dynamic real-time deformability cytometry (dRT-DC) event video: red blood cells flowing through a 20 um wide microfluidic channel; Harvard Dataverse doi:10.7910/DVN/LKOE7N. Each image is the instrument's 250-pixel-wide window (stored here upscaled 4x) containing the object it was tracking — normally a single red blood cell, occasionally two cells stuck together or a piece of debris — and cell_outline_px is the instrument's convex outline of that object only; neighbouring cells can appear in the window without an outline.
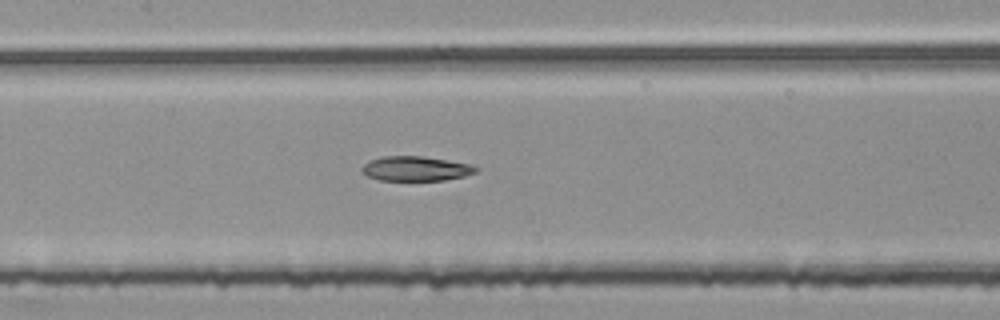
{"species": "common noctule bat (a hibernating species)", "species_latin": "Nyctalus noctula", "temperature_condition": "room temperature", "stored_images_in_passage": 48, "segment_of_instrument_passage": [2, 2], "camera_frame_rate_fps": 3000, "um_per_image_px": 0.085, "animal": {"sex": "female", "body_mass_g": 25.1}, "frame": {"image": 1, "passage_image": 20, "time_ms": 6.333, "image_size_px": [1000, 320], "cell_outline_px": [[480, 168], [476, 172], [464, 176], [444, 180], [380, 180], [368, 176], [360, 168], [368, 160], [384, 156], [424, 156], [448, 160], [468, 164]], "centroid_in_image_um": [35.33, 14.32], "position_along_channel_um": 172.1, "area_um2": 16.3}}
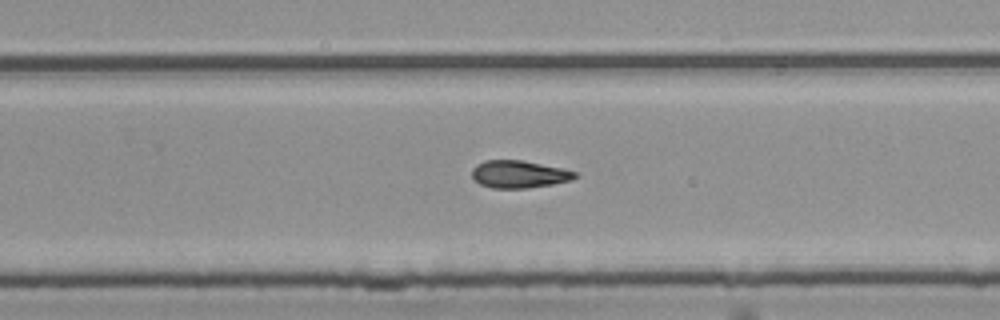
{"frame": {"image": 2, "passage_image": 29, "time_ms": 9.333, "image_size_px": [1000, 320], "cell_outline_px": [[580, 176], [572, 180], [552, 184], [528, 188], [492, 188], [480, 184], [472, 176], [472, 168], [476, 164], [484, 160], [524, 160], [560, 168], [576, 172]], "centroid_in_image_um": [44.12, 14.8], "position_along_channel_um": 285.7, "area_um2": 16.53}}
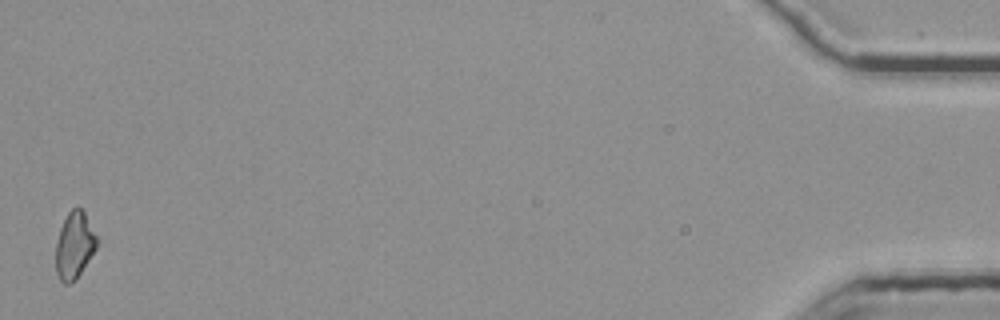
{"frame": {"image": 3, "passage_image": 48, "time_ms": 15.667, "image_size_px": [1000, 320], "cell_outline_px": [[100, 240], [96, 248], [76, 280], [68, 284], [64, 284], [60, 280], [56, 272], [56, 244], [60, 228], [68, 212], [72, 208], [80, 208], [84, 212]], "centroid_in_image_um": [6.34, 20.87], "position_along_channel_um": 428.9, "area_um2": 16.01}}